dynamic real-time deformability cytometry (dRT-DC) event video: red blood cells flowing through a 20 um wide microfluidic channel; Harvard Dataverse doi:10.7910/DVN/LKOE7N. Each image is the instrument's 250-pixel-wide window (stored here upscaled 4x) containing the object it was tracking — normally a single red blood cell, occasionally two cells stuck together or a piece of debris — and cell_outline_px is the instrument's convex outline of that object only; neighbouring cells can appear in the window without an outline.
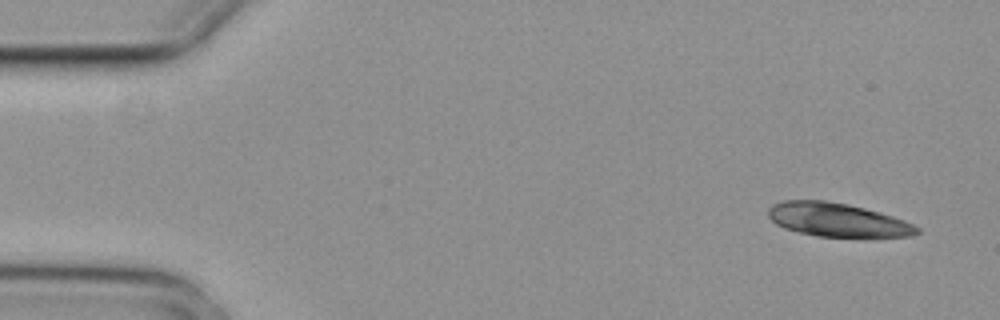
{"species": "common noctule bat (a hibernating species)", "species_latin": "Nyctalus noctula", "temperature_condition": "cold", "stored_images_in_passage": 5, "segment_of_instrument_passage": [1, 2], "camera_frame_rate_fps": 3000, "um_per_image_px": 0.085, "animal": {"sex": "female", "body_mass_g": 29.2, "forearm_length_mm": 56.3}, "frame": {"image": 1, "passage_image": 1, "time_ms": 0.0, "image_size_px": [1000, 320], "cell_outline_px": [[920, 232], [912, 236], [816, 236], [784, 228], [776, 224], [768, 216], [768, 208], [772, 204], [784, 200], [824, 200], [848, 204], [880, 212], [904, 220], [920, 228]], "centroid_in_image_um": [71.15, 18.67], "position_along_channel_um": 13.8, "area_um2": 28.9}}